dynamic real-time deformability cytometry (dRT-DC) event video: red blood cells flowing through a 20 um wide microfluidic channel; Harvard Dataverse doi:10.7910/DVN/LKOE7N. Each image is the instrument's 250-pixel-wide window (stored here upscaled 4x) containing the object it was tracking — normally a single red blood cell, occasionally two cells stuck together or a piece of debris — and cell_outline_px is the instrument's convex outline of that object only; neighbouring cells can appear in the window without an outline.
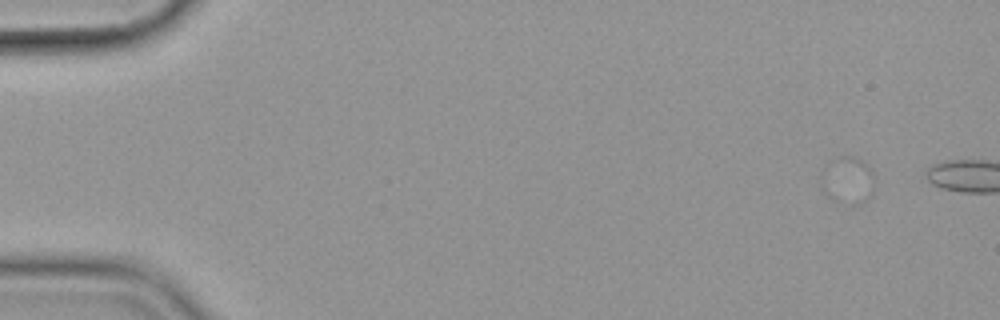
{"species": "common noctule bat (a hibernating species)", "species_latin": "Nyctalus noctula", "temperature_condition": "cold", "stored_images_in_passage": 6, "camera_frame_rate_fps": 3000, "um_per_image_px": 0.085, "animal": {"sex": "female", "body_mass_g": 19.9}, "frame": {"image": 1, "passage_image": 4, "time_ms": 1.0, "image_size_px": [1000, 320], "cell_outline_px": [[872, 196], [848, 208], [832, 200], [824, 192], [820, 184], [820, 172], [824, 164], [828, 160], [840, 156], [852, 156], [860, 160], [872, 172]], "centroid_in_image_um": [71.95, 15.35], "position_along_channel_um": 13.1, "area_um2": 15.09}}